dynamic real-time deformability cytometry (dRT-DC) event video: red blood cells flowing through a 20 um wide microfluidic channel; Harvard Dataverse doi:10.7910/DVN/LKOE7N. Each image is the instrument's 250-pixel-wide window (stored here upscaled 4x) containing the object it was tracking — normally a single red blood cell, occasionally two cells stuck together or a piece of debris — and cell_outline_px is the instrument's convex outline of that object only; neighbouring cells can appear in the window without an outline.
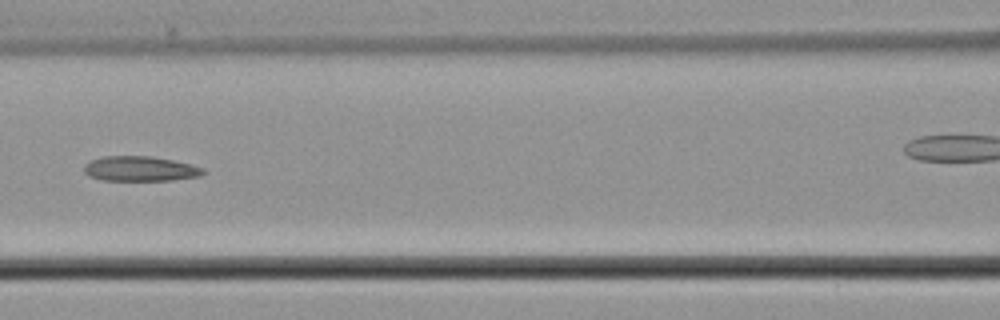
{"species": "common noctule bat (a hibernating species)", "species_latin": "Nyctalus noctula", "temperature_condition": "cold", "stored_images_in_passage": 7, "segment_of_instrument_passage": [1, 2], "camera_frame_rate_fps": 3000, "um_per_image_px": 0.085, "animal": {"sex": "male", "body_mass_g": 21.5, "forearm_length_mm": 52.0}, "frame": {"image": 1, "passage_image": 6, "time_ms": 7.0, "image_size_px": [1000, 320], "cell_outline_px": [[204, 172], [200, 176], [172, 180], [100, 180], [88, 176], [84, 172], [84, 164], [100, 156], [148, 156], [172, 160], [204, 168]], "centroid_in_image_um": [11.86, 14.34], "position_along_channel_um": 154.7, "area_um2": 17.22}}